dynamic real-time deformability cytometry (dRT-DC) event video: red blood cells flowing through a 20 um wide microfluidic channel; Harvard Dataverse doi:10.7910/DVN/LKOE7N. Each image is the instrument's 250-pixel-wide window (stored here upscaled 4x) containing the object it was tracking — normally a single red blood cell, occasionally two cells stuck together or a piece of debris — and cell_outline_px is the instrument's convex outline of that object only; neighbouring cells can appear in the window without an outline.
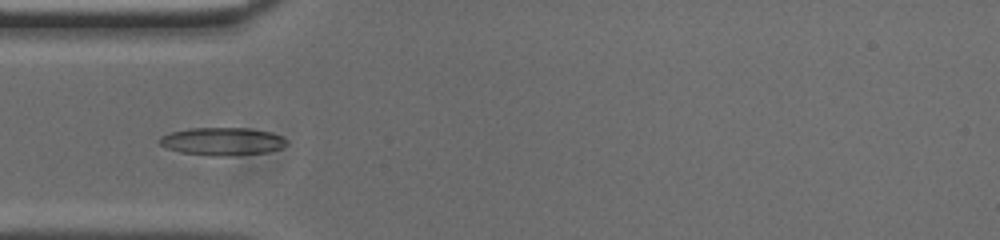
{"species": "common noctule bat (a hibernating species)", "species_latin": "Nyctalus noctula", "temperature_condition": "cold", "stored_images_in_passage": 39, "camera_frame_rate_fps": 3000, "um_per_image_px": 0.085, "animal": {"sex": "male", "body_mass_g": 20.0, "forearm_length_mm": 53.3}, "frame": {"image": 1, "passage_image": 1, "time_ms": 0.0, "image_size_px": [1000, 240], "cell_outline_px": [[288, 144], [280, 148], [268, 152], [224, 156], [212, 156], [180, 152], [168, 148], [160, 144], [160, 136], [172, 132], [188, 128], [248, 128], [272, 132], [288, 140]], "centroid_in_image_um": [18.92, 12.01], "position_along_channel_um": 66.1, "area_um2": 20.58}}
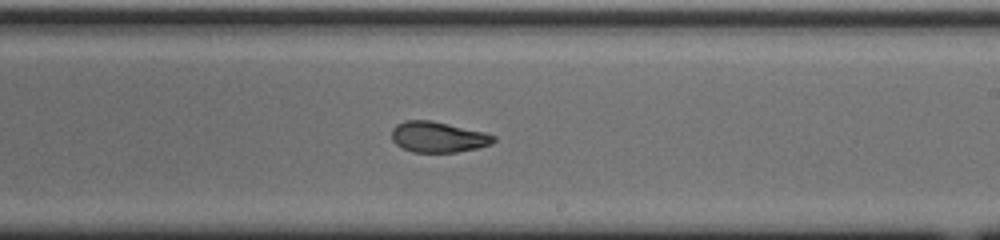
{"frame": {"image": 2, "passage_image": 16, "time_ms": 5.0, "image_size_px": [1000, 240], "cell_outline_px": [[496, 140], [492, 144], [480, 148], [456, 152], [412, 152], [396, 144], [392, 140], [392, 128], [396, 124], [404, 120], [432, 120], [484, 132], [496, 136]], "centroid_in_image_um": [37.25, 11.64], "position_along_channel_um": 251.7, "area_um2": 18.38}}
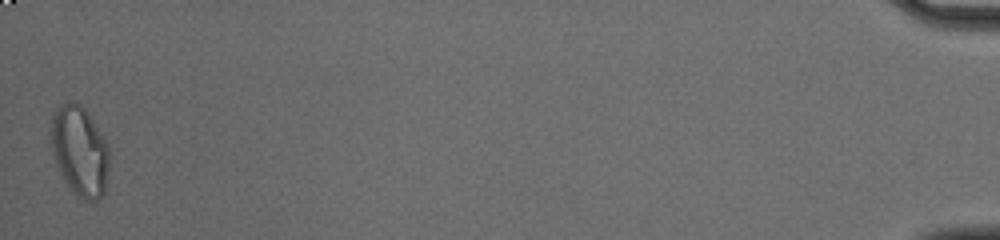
{"frame": {"image": 3, "passage_image": 39, "time_ms": 12.667, "image_size_px": [1000, 240], "cell_outline_px": [[108, 168], [104, 192], [96, 200], [84, 200], [64, 180], [52, 156], [52, 112], [60, 104], [68, 100], [72, 100], [80, 104], [84, 108], [104, 136], [108, 144]], "centroid_in_image_um": [6.77, 12.77], "position_along_channel_um": 428.4, "area_um2": 30.23}}